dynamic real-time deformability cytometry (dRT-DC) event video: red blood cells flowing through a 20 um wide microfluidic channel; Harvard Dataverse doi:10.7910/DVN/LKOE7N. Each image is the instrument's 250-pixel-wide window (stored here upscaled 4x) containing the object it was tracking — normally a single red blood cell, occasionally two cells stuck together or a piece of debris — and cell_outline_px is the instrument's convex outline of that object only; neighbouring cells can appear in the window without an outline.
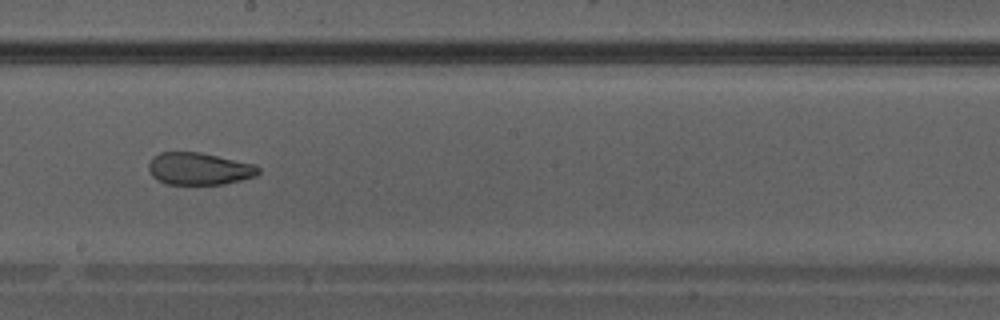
{"species": "Egyptian fruit bat (a non-hibernating species)", "species_latin": "Rousettus aegyptiacus", "temperature_condition": "warm", "stored_images_in_passage": 40, "camera_frame_rate_fps": 3000, "um_per_image_px": 0.085, "animal": {"sex": "male"}, "frame": {"image": 1, "passage_image": 23, "time_ms": 7.333, "image_size_px": [1000, 320], "cell_outline_px": [[260, 172], [256, 176], [224, 184], [168, 184], [156, 180], [152, 176], [148, 168], [148, 164], [152, 156], [160, 152], [200, 152], [256, 164], [260, 168]], "centroid_in_image_um": [16.92, 14.34], "position_along_channel_um": 231.3, "area_um2": 20.81}}